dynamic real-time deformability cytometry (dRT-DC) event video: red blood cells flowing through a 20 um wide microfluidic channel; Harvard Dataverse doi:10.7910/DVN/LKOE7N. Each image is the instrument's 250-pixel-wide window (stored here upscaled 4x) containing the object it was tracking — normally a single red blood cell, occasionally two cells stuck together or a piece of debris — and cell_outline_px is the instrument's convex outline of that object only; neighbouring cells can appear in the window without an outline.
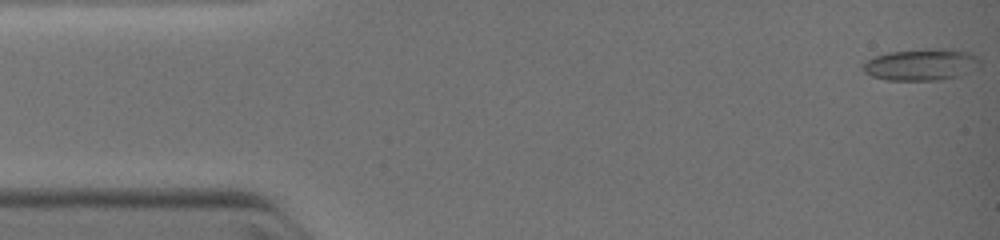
{"species": "common noctule bat (a hibernating species)", "species_latin": "Nyctalus noctula", "temperature_condition": "warm", "stored_images_in_passage": 6, "camera_frame_rate_fps": 3000, "um_per_image_px": 0.085, "animal": {"sex": "female", "body_mass_g": 19.0, "forearm_length_mm": 51.5}, "frame": {"image": 1, "passage_image": 1, "time_ms": 0.0, "image_size_px": [1000, 240], "cell_outline_px": [[980, 68], [960, 76], [940, 80], [884, 80], [872, 76], [864, 72], [864, 60], [888, 52], [924, 48], [944, 48], [968, 52], [976, 56], [980, 60]], "centroid_in_image_um": [78.34, 5.49], "position_along_channel_um": 6.7, "area_um2": 21.96}}
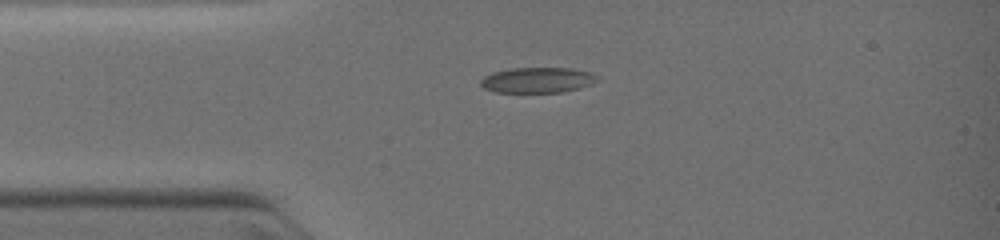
{"frame": {"image": 2, "passage_image": 5, "time_ms": 2.667, "image_size_px": [1000, 240], "cell_outline_px": [[604, 80], [580, 88], [564, 92], [492, 92], [484, 88], [480, 84], [480, 80], [484, 76], [492, 72], [512, 68], [568, 68], [588, 72]], "centroid_in_image_um": [45.7, 6.81], "position_along_channel_um": 39.3, "area_um2": 17.46}}